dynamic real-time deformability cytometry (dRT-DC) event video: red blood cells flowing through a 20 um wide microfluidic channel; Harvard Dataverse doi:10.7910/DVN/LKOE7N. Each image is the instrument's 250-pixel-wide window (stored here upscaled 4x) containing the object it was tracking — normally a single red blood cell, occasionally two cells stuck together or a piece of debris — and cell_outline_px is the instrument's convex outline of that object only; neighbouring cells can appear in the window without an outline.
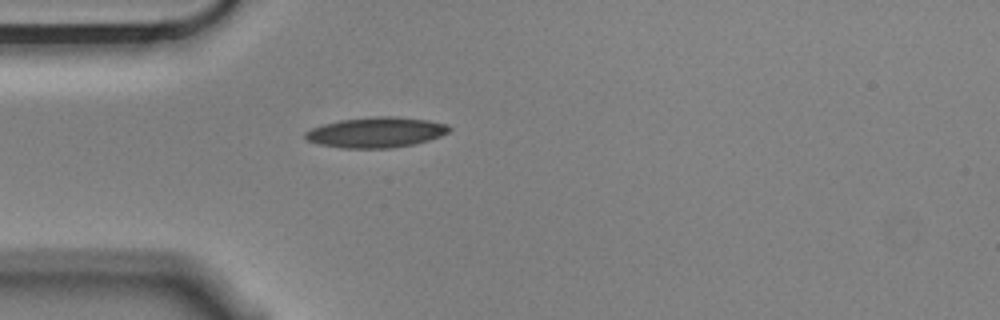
{"species": "Egyptian fruit bat (a non-hibernating species)", "species_latin": "Rousettus aegyptiacus", "temperature_condition": "cold", "stored_images_in_passage": 1, "camera_frame_rate_fps": 3000, "um_per_image_px": 0.085, "animal": {"sex": "male"}, "frame": {"image": 1, "passage_image": 1, "time_ms": 0.0, "image_size_px": [1000, 320], "cell_outline_px": [[452, 128], [448, 132], [440, 136], [428, 140], [412, 144], [392, 148], [340, 148], [316, 144], [308, 140], [304, 136], [304, 132], [312, 128], [324, 124], [340, 120], [376, 116], [392, 116], [428, 120], [448, 124]], "centroid_in_image_um": [31.95, 11.25], "position_along_channel_um": 53.0, "area_um2": 25.49}}